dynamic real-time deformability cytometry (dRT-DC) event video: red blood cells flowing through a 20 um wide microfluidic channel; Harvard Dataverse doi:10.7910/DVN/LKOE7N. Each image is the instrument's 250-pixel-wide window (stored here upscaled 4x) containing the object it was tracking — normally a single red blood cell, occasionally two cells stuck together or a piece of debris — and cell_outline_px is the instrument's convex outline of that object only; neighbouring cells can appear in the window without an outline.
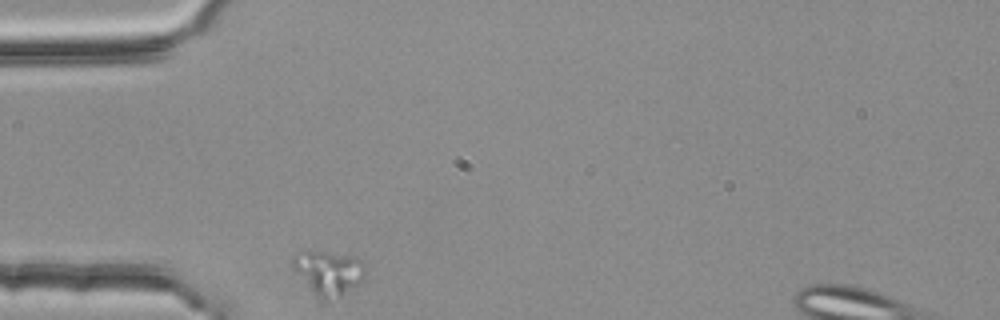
{"species": "common noctule bat (a hibernating species)", "species_latin": "Nyctalus noctula", "temperature_condition": "room temperature", "stored_images_in_passage": 31, "camera_frame_rate_fps": 3000, "um_per_image_px": 0.085, "animal": {"sex": "female", "body_mass_g": 25.1}, "frame": {"image": 1, "passage_image": 1, "time_ms": 0.0, "image_size_px": [1000, 320], "cell_outline_px": [[364, 272], [360, 280], [356, 284], [340, 296], [328, 300], [324, 300], [312, 288], [292, 264], [292, 260], [296, 256], [304, 252], [324, 252], [356, 256], [364, 264]], "centroid_in_image_um": [27.99, 23.14], "position_along_channel_um": 57.0, "area_um2": 17.22}}
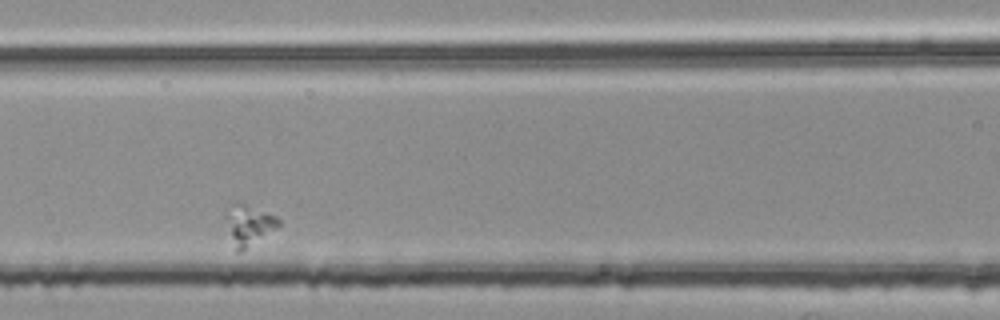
{"frame": {"image": 2, "passage_image": 10, "time_ms": 3.0, "image_size_px": [1000, 320], "cell_outline_px": [[280, 224], [240, 252], [236, 252], [224, 216], [236, 200], [276, 216], [280, 220]], "centroid_in_image_um": [21.11, 19.08], "position_along_channel_um": 145.5, "area_um2": 11.91}}
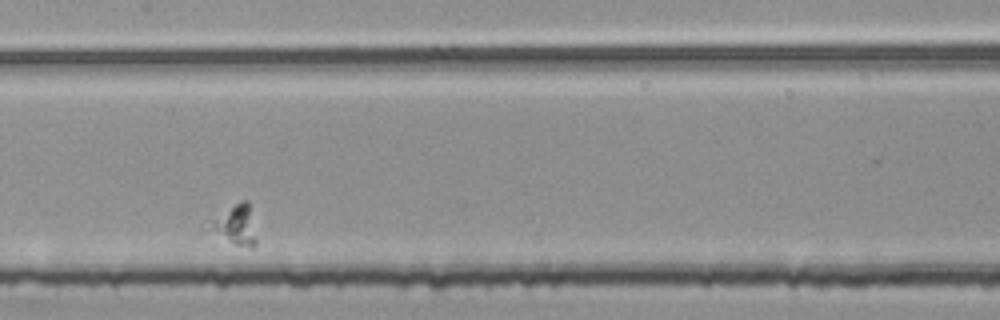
{"frame": {"image": 3, "passage_image": 14, "time_ms": 4.333, "image_size_px": [1000, 320], "cell_outline_px": [[256, 244], [252, 248], [236, 244], [200, 224], [240, 200], [248, 200], [256, 240]], "centroid_in_image_um": [19.92, 19.07], "position_along_channel_um": 187.5, "area_um2": 10.87}}